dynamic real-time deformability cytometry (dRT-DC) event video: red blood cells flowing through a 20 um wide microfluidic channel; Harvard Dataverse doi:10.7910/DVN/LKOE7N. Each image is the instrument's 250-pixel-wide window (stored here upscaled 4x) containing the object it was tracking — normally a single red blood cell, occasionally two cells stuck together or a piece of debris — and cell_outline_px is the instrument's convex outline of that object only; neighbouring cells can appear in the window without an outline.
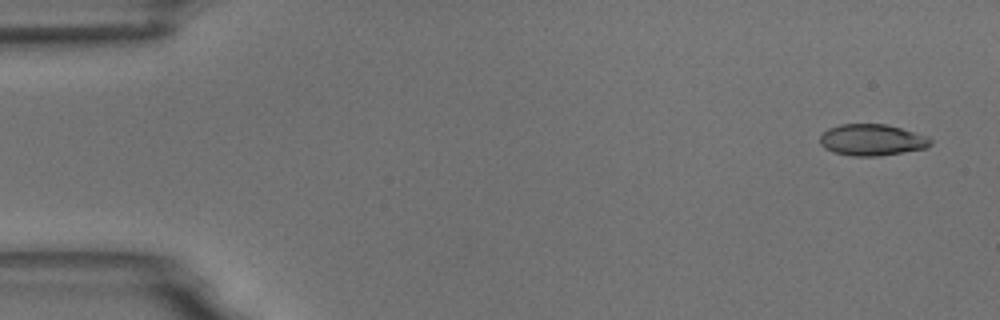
{"species": "common noctule bat (a hibernating species)", "species_latin": "Nyctalus noctula", "temperature_condition": "room temperature", "stored_images_in_passage": 4, "camera_frame_rate_fps": 3000, "um_per_image_px": 0.085, "animal": {"sex": "male", "body_mass_g": 18.8}, "frame": {"image": 1, "passage_image": 1, "time_ms": 0.0, "image_size_px": [1000, 320], "cell_outline_px": [[932, 144], [928, 148], [876, 156], [852, 156], [832, 152], [824, 148], [820, 144], [820, 136], [828, 128], [840, 124], [884, 124], [900, 128], [928, 136], [932, 140]], "centroid_in_image_um": [74.11, 11.89], "position_along_channel_um": 10.9, "area_um2": 20.29}}
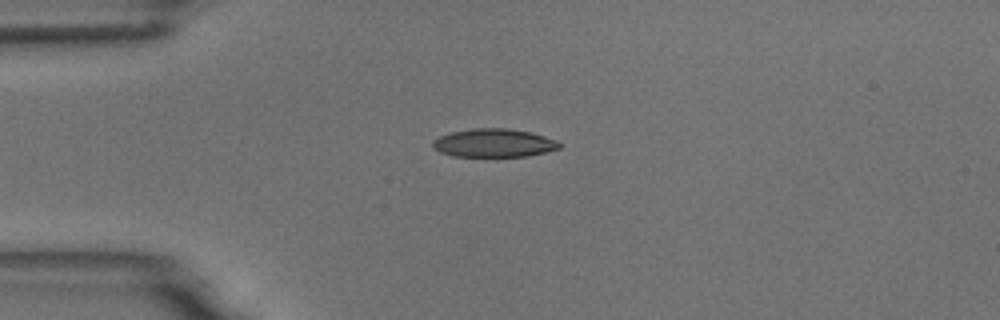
{"frame": {"image": 2, "passage_image": 4, "time_ms": 3.667, "image_size_px": [1000, 320], "cell_outline_px": [[560, 148], [544, 152], [524, 156], [452, 156], [440, 152], [432, 148], [432, 140], [440, 136], [452, 132], [472, 128], [508, 128], [528, 132], [544, 136], [556, 140], [560, 144]], "centroid_in_image_um": [41.92, 12.15], "position_along_channel_um": 43.1, "area_um2": 20.75}}